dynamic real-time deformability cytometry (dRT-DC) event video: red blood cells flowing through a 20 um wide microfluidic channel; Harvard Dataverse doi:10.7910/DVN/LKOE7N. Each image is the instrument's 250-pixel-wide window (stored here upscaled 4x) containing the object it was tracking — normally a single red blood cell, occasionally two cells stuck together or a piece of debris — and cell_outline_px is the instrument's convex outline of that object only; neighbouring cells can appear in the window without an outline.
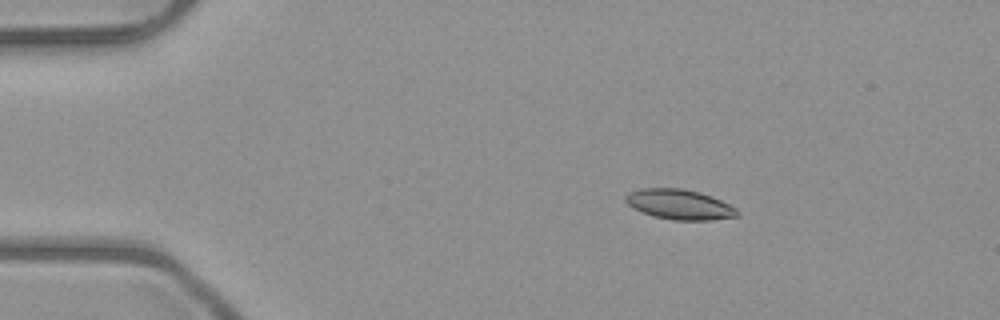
{"species": "common noctule bat (a hibernating species)", "species_latin": "Nyctalus noctula", "temperature_condition": "room temperature", "stored_images_in_passage": 3, "camera_frame_rate_fps": 3000, "um_per_image_px": 0.085, "animal": {"sex": "male", "body_mass_g": 23.1, "forearm_length_mm": 52.7}, "frame": {"image": 1, "passage_image": 1, "time_ms": 0.0, "image_size_px": [1000, 320], "cell_outline_px": [[740, 212], [736, 216], [712, 220], [672, 220], [652, 216], [632, 208], [624, 200], [624, 196], [628, 192], [640, 188], [684, 188], [700, 192], [712, 196], [736, 208]], "centroid_in_image_um": [57.71, 17.37], "position_along_channel_um": 27.3, "area_um2": 19.77}}